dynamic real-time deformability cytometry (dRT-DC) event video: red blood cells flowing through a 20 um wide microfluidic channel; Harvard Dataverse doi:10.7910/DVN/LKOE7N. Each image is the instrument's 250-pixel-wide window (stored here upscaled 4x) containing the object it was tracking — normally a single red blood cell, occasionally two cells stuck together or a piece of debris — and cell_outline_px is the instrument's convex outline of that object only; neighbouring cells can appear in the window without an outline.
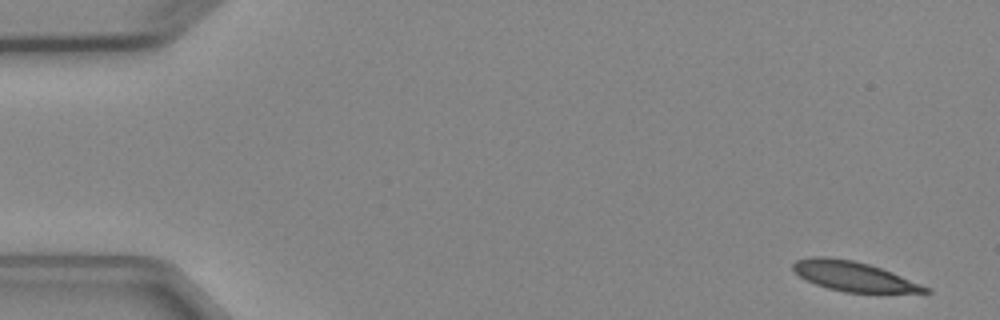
{"species": "Egyptian fruit bat (a non-hibernating species)", "species_latin": "Rousettus aegyptiacus", "temperature_condition": "cold", "stored_images_in_passage": 4, "camera_frame_rate_fps": 3000, "um_per_image_px": 0.085, "animal": {"sex": "female"}, "frame": {"image": 1, "passage_image": 1, "time_ms": 0.0, "image_size_px": [1000, 320], "cell_outline_px": [[932, 292], [844, 292], [828, 288], [816, 284], [800, 276], [792, 268], [792, 264], [796, 260], [812, 256], [828, 256], [852, 260], [868, 264], [892, 272], [932, 288]], "centroid_in_image_um": [72.56, 23.47], "position_along_channel_um": 12.4, "area_um2": 22.66}}
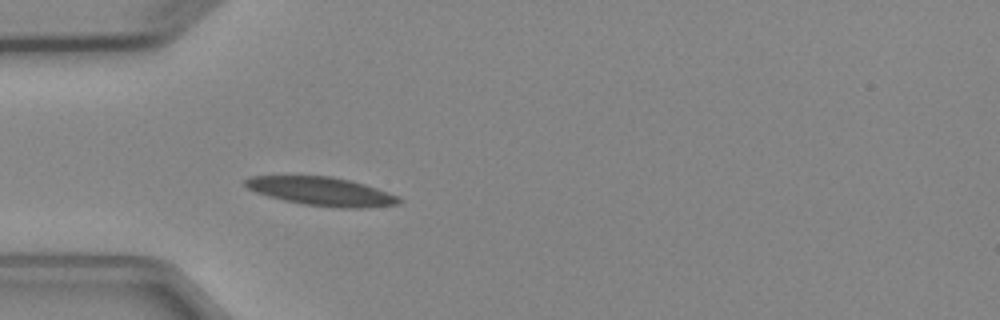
{"frame": {"image": 2, "passage_image": 4, "time_ms": 4.333, "image_size_px": [1000, 320], "cell_outline_px": [[404, 200], [400, 204], [360, 208], [332, 208], [304, 204], [284, 200], [268, 196], [256, 192], [248, 188], [244, 184], [244, 180], [252, 176], [332, 176], [364, 184], [400, 196]], "centroid_in_image_um": [27.37, 16.28], "position_along_channel_um": 57.6, "area_um2": 25.61}}